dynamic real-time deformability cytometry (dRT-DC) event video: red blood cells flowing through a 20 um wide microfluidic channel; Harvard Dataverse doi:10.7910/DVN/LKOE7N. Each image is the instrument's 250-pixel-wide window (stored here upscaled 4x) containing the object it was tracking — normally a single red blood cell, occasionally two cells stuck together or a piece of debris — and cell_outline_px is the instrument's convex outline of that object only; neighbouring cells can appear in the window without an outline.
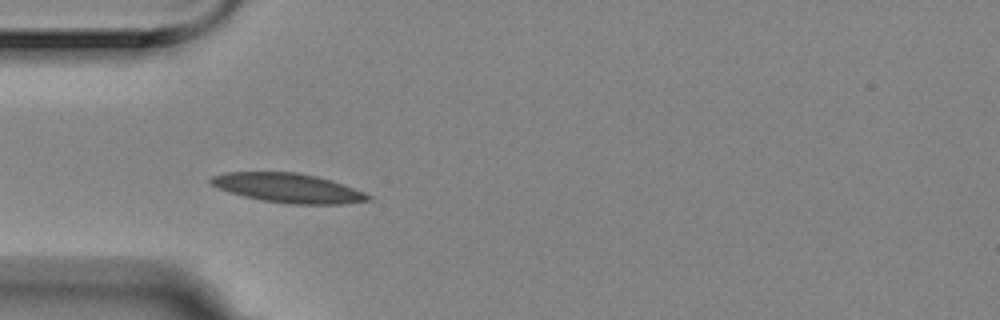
{"species": "Egyptian fruit bat (a non-hibernating species)", "species_latin": "Rousettus aegyptiacus", "temperature_condition": "room temperature", "stored_images_in_passage": 53, "camera_frame_rate_fps": 3000, "um_per_image_px": 0.085, "animal": {"sex": "female"}, "frame": {"image": 1, "passage_image": 13, "time_ms": 4.0, "image_size_px": [1000, 320], "cell_outline_px": [[372, 200], [340, 204], [292, 204], [264, 200], [244, 196], [228, 192], [216, 188], [208, 180], [212, 176], [224, 172], [296, 172], [316, 176], [332, 180], [344, 184], [364, 192], [372, 196]], "centroid_in_image_um": [24.49, 15.97], "position_along_channel_um": 60.5, "area_um2": 26.88}}
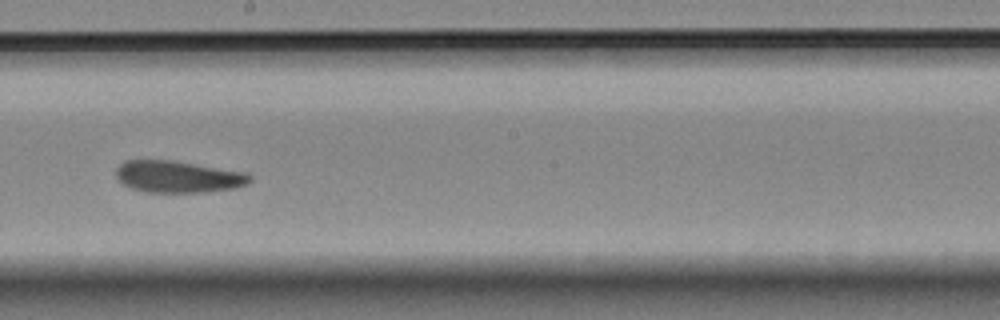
{"frame": {"image": 2, "passage_image": 28, "time_ms": 9.0, "image_size_px": [1000, 320], "cell_outline_px": [[252, 180], [248, 184], [236, 188], [208, 192], [148, 192], [132, 188], [116, 180], [116, 168], [124, 160], [172, 160], [248, 172], [252, 176]], "centroid_in_image_um": [15.17, 15.01], "position_along_channel_um": 233.0, "area_um2": 25.14}}
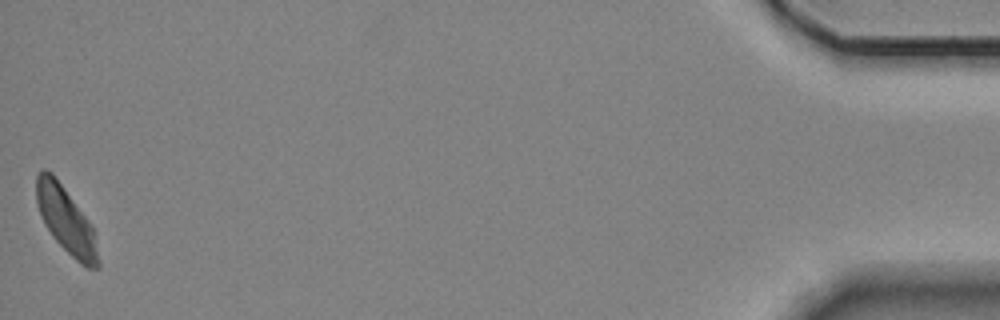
{"frame": {"image": 3, "passage_image": 53, "time_ms": 17.333, "image_size_px": [1000, 320], "cell_outline_px": [[100, 268], [88, 268], [80, 264], [52, 236], [44, 224], [40, 216], [36, 200], [36, 176], [44, 168], [52, 172], [92, 224], [100, 260]], "centroid_in_image_um": [5.62, 18.72], "position_along_channel_um": 429.6, "area_um2": 23.87}}